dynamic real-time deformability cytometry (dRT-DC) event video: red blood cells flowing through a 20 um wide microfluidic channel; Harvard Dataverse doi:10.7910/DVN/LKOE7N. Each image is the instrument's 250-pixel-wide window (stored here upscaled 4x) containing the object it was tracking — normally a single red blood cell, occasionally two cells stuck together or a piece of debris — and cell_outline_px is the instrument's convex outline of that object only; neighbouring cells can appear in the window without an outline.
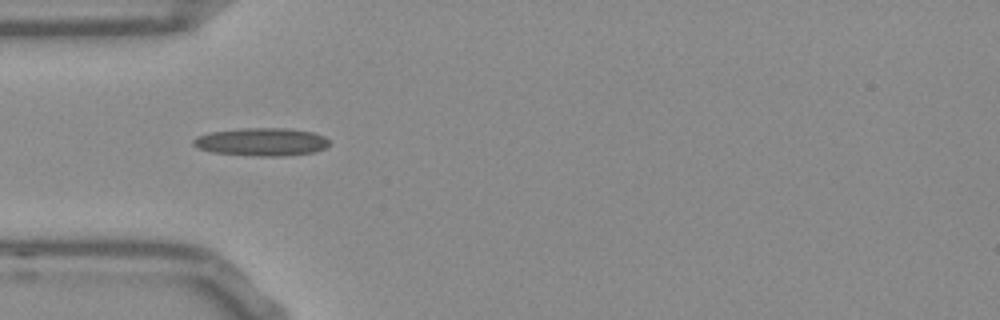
{"species": "Egyptian fruit bat (a non-hibernating species)", "species_latin": "Rousettus aegyptiacus", "temperature_condition": "room temperature", "stored_images_in_passage": 27, "camera_frame_rate_fps": 3000, "um_per_image_px": 0.085, "frame": {"image": 1, "passage_image": 5, "time_ms": 1.333, "image_size_px": [1000, 320], "cell_outline_px": [[328, 144], [324, 148], [316, 152], [284, 156], [256, 156], [212, 152], [200, 148], [192, 144], [192, 140], [208, 132], [244, 128], [288, 128], [312, 132], [324, 136], [328, 140]], "centroid_in_image_um": [22.25, 12.06], "position_along_channel_um": 62.8, "area_um2": 22.08}}
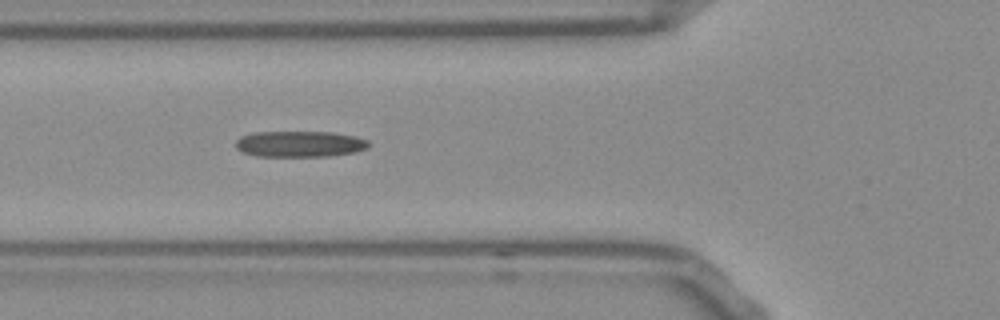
{"frame": {"image": 2, "passage_image": 8, "time_ms": 2.333, "image_size_px": [1000, 320], "cell_outline_px": [[368, 148], [352, 152], [328, 156], [256, 156], [244, 152], [236, 148], [236, 140], [240, 136], [252, 132], [332, 132], [356, 136], [368, 140]], "centroid_in_image_um": [25.46, 12.23], "position_along_channel_um": 100.3, "area_um2": 20.11}}
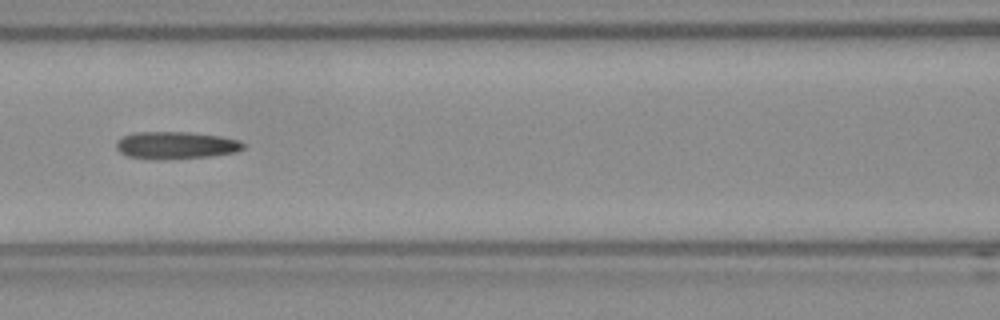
{"frame": {"image": 3, "passage_image": 12, "time_ms": 3.667, "image_size_px": [1000, 320], "cell_outline_px": [[244, 148], [236, 152], [212, 156], [128, 156], [120, 152], [116, 148], [116, 140], [132, 132], [192, 132], [220, 136], [240, 140], [244, 144]], "centroid_in_image_um": [15.0, 12.28], "position_along_channel_um": 151.6, "area_um2": 19.19}}